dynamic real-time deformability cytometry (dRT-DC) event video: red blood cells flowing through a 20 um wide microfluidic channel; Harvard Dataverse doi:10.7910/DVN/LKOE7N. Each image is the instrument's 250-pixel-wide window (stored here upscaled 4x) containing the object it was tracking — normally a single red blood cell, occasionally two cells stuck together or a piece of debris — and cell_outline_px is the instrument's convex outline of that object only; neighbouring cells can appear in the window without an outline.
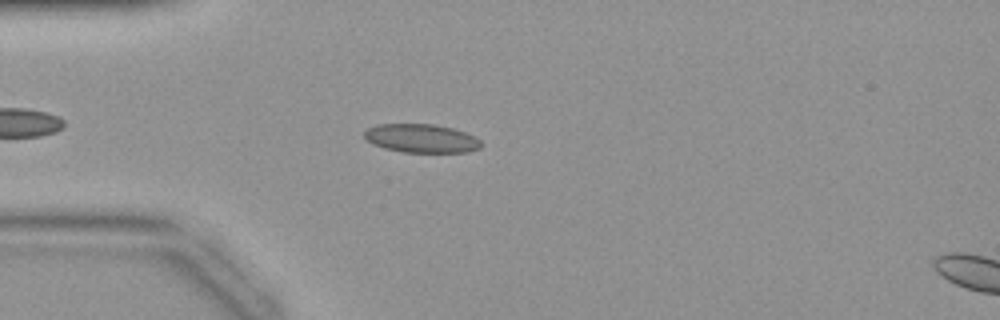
{"species": "common noctule bat (a hibernating species)", "species_latin": "Nyctalus noctula", "temperature_condition": "warm", "stored_images_in_passage": 35, "camera_frame_rate_fps": 3000, "um_per_image_px": 0.085, "animal": {"sex": "female", "body_mass_g": 19.9}, "frame": {"image": 1, "passage_image": 6, "time_ms": 1.667, "image_size_px": [1000, 320], "cell_outline_px": [[480, 148], [468, 152], [404, 152], [384, 148], [372, 144], [364, 136], [364, 132], [368, 128], [376, 124], [432, 124], [452, 128], [476, 136], [480, 140]], "centroid_in_image_um": [35.81, 11.76], "position_along_channel_um": 49.2, "area_um2": 19.42}}
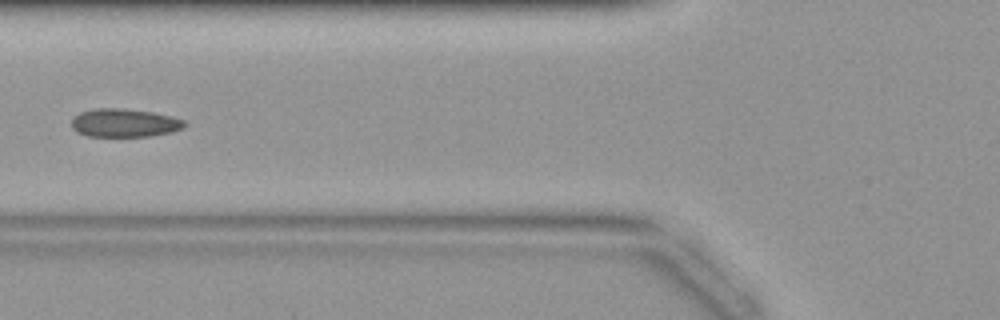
{"frame": {"image": 2, "passage_image": 11, "time_ms": 3.333, "image_size_px": [1000, 320], "cell_outline_px": [[188, 124], [184, 128], [172, 132], [152, 136], [88, 136], [76, 132], [72, 128], [72, 116], [80, 112], [92, 108], [124, 108], [152, 112], [172, 116], [184, 120]], "centroid_in_image_um": [10.58, 10.44], "position_along_channel_um": 115.2, "area_um2": 18.96}}
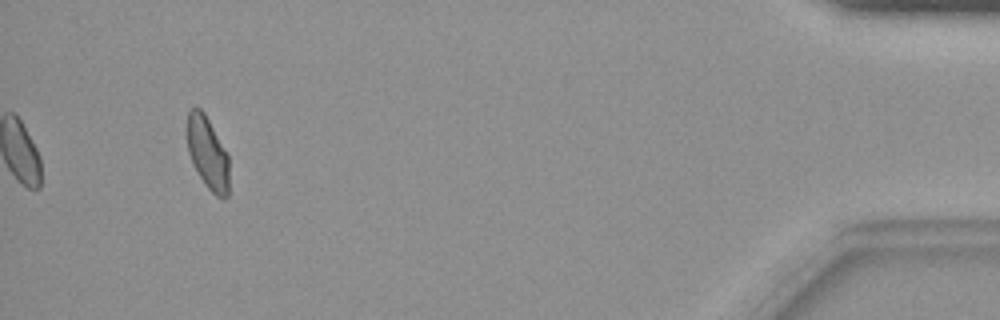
{"frame": {"image": 3, "passage_image": 35, "time_ms": 11.333, "image_size_px": [1000, 320], "cell_outline_px": [[228, 196], [224, 200], [216, 196], [204, 184], [192, 164], [188, 152], [184, 132], [184, 128], [188, 112], [192, 108], [200, 108], [204, 112], [228, 152]], "centroid_in_image_um": [17.61, 12.97], "position_along_channel_um": 417.6, "area_um2": 18.44}}